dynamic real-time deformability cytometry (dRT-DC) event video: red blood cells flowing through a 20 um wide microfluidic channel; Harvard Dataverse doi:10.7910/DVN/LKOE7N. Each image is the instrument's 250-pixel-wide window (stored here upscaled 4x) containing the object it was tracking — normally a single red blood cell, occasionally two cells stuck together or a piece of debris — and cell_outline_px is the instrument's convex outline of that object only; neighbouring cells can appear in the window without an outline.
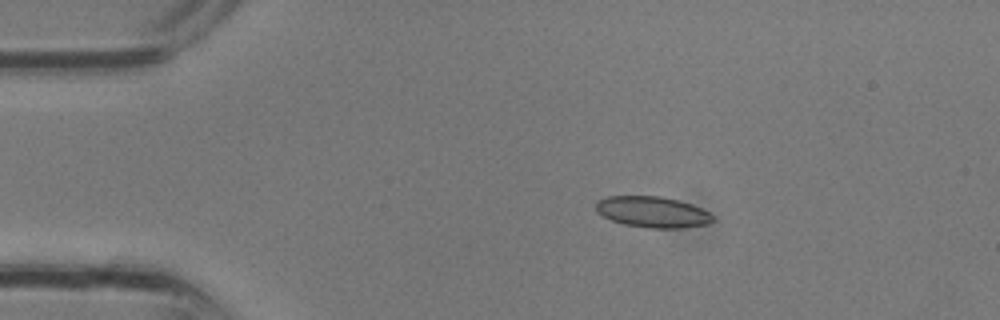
{"species": "common noctule bat (a hibernating species)", "species_latin": "Nyctalus noctula", "temperature_condition": "room temperature", "stored_images_in_passage": 2, "camera_frame_rate_fps": 3000, "um_per_image_px": 0.085, "animal": {"sex": "male", "body_mass_g": 13.3}, "frame": {"image": 1, "passage_image": 1, "time_ms": 0.0, "image_size_px": [1000, 320], "cell_outline_px": [[712, 220], [708, 224], [680, 228], [648, 228], [624, 224], [612, 220], [596, 212], [596, 200], [608, 196], [660, 196], [680, 200], [692, 204], [708, 212], [712, 216]], "centroid_in_image_um": [55.44, 18.01], "position_along_channel_um": 29.6, "area_um2": 21.1}}
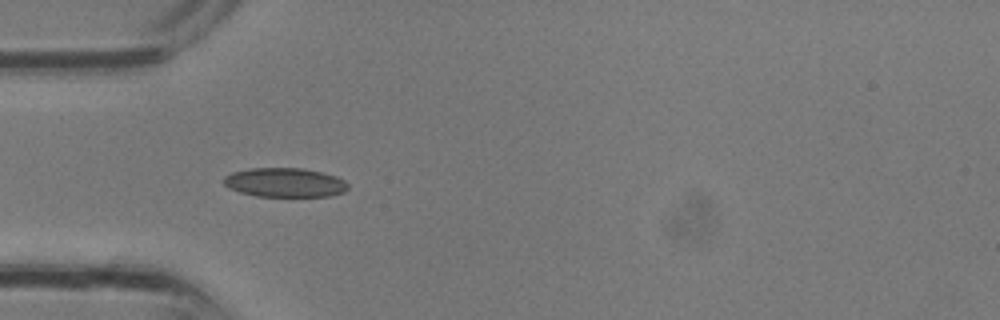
{"frame": {"image": 2, "passage_image": 2, "time_ms": 0.333, "image_size_px": [1000, 320], "cell_outline_px": [[348, 188], [344, 192], [332, 196], [256, 196], [240, 192], [228, 188], [224, 184], [224, 176], [232, 172], [248, 168], [304, 168], [324, 172], [336, 176], [344, 180], [348, 184]], "centroid_in_image_um": [24.22, 15.5], "position_along_channel_um": 60.8, "area_um2": 21.33}}